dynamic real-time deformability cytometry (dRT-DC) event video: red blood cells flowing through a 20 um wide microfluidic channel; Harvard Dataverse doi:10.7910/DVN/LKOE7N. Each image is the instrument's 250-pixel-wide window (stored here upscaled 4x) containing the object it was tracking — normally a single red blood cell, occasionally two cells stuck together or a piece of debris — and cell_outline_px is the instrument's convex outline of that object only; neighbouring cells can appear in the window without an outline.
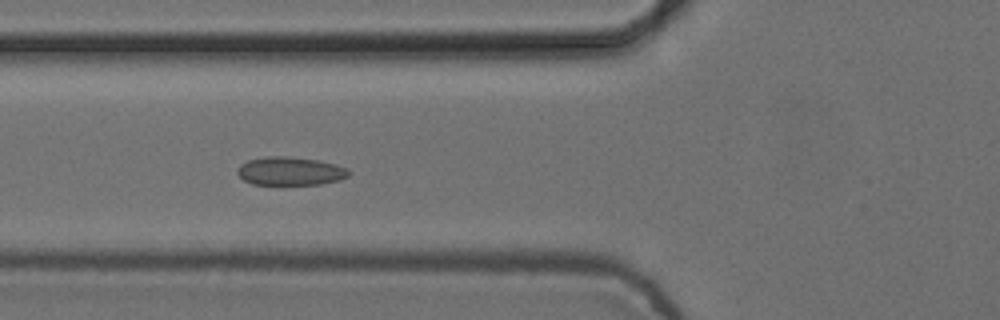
{"species": "common noctule bat (a hibernating species)", "species_latin": "Nyctalus noctula", "temperature_condition": "cold", "stored_images_in_passage": 8, "camera_frame_rate_fps": 3000, "um_per_image_px": 0.085, "animal": {"sex": "female", "body_mass_g": 24.6, "forearm_length_mm": 56.2}, "frame": {"image": 1, "passage_image": 6, "time_ms": 1.667, "image_size_px": [1000, 320], "cell_outline_px": [[352, 172], [348, 176], [340, 180], [320, 184], [252, 184], [244, 180], [236, 172], [240, 164], [248, 160], [268, 156], [288, 156], [316, 160], [336, 164], [348, 168]], "centroid_in_image_um": [24.69, 14.54], "position_along_channel_um": 101.1, "area_um2": 18.44}}
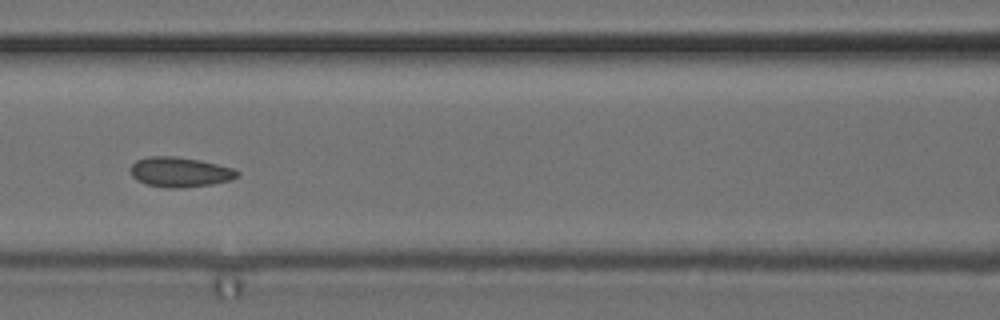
{"frame": {"image": 2, "passage_image": 7, "time_ms": 2.0, "image_size_px": [1000, 320], "cell_outline_px": [[240, 176], [232, 180], [212, 184], [180, 188], [168, 188], [148, 184], [136, 180], [132, 176], [128, 168], [136, 160], [148, 156], [172, 156], [200, 160], [232, 168], [240, 172]], "centroid_in_image_um": [15.28, 14.62], "position_along_channel_um": 151.3, "area_um2": 18.73}}
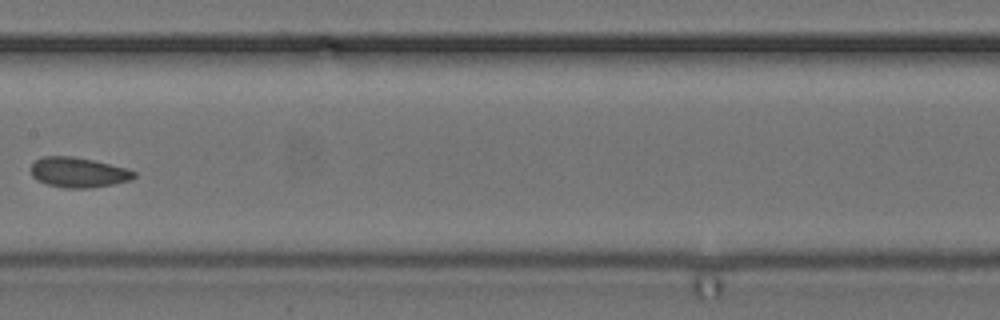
{"frame": {"image": 3, "passage_image": 8, "time_ms": 2.333, "image_size_px": [1000, 320], "cell_outline_px": [[136, 176], [132, 180], [92, 188], [64, 188], [48, 184], [36, 180], [32, 176], [32, 164], [36, 160], [44, 156], [72, 156], [92, 160], [128, 168], [136, 172]], "centroid_in_image_um": [6.69, 14.66], "position_along_channel_um": 200.7, "area_um2": 18.09}}